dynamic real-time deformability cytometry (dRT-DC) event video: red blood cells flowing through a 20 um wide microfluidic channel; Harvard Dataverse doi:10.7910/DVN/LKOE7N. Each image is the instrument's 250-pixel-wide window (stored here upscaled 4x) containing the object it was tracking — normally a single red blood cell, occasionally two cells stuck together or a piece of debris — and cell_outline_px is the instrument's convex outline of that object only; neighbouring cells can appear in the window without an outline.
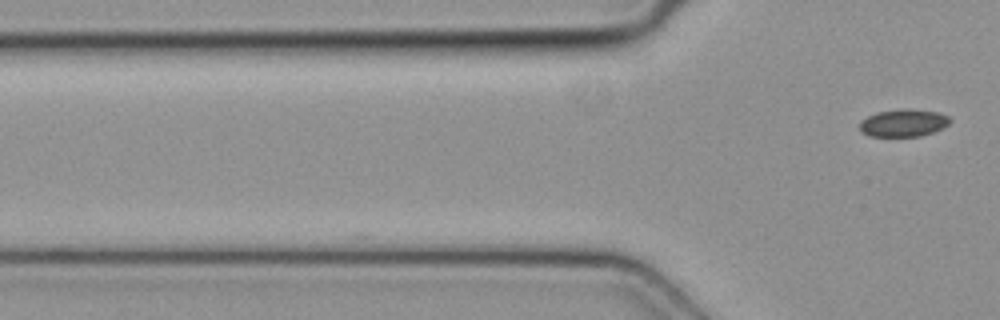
{"species": "common noctule bat (a hibernating species)", "species_latin": "Nyctalus noctula", "temperature_condition": "cold", "stored_images_in_passage": 2, "camera_frame_rate_fps": 3000, "um_per_image_px": 0.085, "animal": {"sex": "female", "body_mass_g": 19.3, "forearm_length_mm": 54.1}, "frame": {"image": 1, "passage_image": 2, "time_ms": 0.333, "image_size_px": [1000, 320], "cell_outline_px": [[952, 120], [944, 128], [920, 136], [868, 136], [860, 132], [860, 120], [876, 112], [936, 112], [948, 116]], "centroid_in_image_um": [76.76, 10.52], "position_along_channel_um": 49.0, "area_um2": 13.64}}